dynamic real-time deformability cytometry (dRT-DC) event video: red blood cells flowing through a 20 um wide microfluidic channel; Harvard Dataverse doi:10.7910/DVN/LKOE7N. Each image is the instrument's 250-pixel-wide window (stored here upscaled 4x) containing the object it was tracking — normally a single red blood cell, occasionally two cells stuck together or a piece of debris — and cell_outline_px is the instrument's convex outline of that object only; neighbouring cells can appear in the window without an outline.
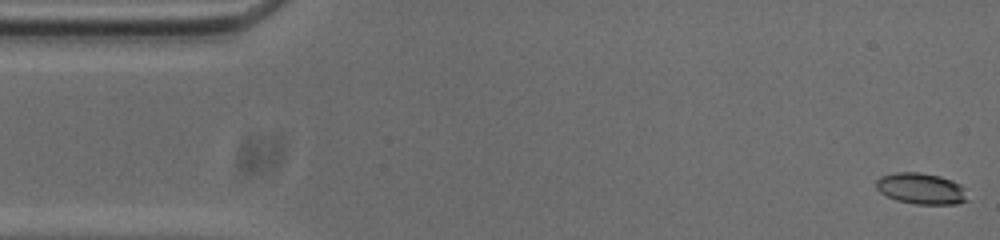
{"species": "common noctule bat (a hibernating species)", "species_latin": "Nyctalus noctula", "temperature_condition": "cold", "stored_images_in_passage": 46, "camera_frame_rate_fps": 3000, "um_per_image_px": 0.085, "animal": {"sex": "male", "body_mass_g": 20.0, "forearm_length_mm": 53.3}, "frame": {"image": 1, "passage_image": 1, "time_ms": 0.0, "image_size_px": [1000, 240], "cell_outline_px": [[968, 200], [956, 204], [916, 204], [896, 200], [880, 192], [876, 188], [876, 180], [880, 176], [896, 172], [920, 172], [940, 176], [952, 180], [960, 184], [964, 188]], "centroid_in_image_um": [78.29, 16.02], "position_along_channel_um": 6.7, "area_um2": 16.65}}
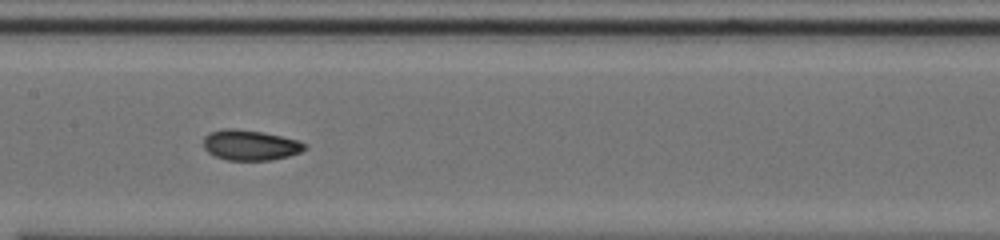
{"frame": {"image": 2, "passage_image": 25, "time_ms": 8.0, "image_size_px": [1000, 240], "cell_outline_px": [[308, 148], [300, 152], [288, 156], [272, 160], [228, 160], [216, 156], [208, 152], [204, 148], [204, 136], [212, 132], [224, 128], [232, 128], [264, 132], [296, 140], [304, 144]], "centroid_in_image_um": [21.26, 12.33], "position_along_channel_um": 186.1, "area_um2": 17.74}}
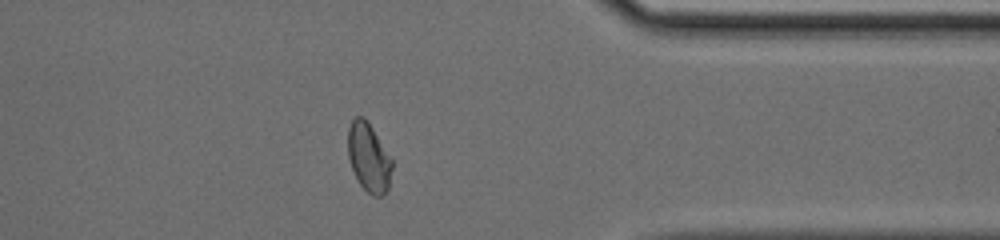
{"frame": {"image": 3, "passage_image": 42, "time_ms": 13.667, "image_size_px": [1000, 240], "cell_outline_px": [[392, 168], [388, 188], [380, 196], [372, 196], [356, 180], [348, 156], [348, 128], [352, 120], [356, 116], [364, 116], [372, 128], [392, 160]], "centroid_in_image_um": [31.32, 13.38], "position_along_channel_um": 380.1, "area_um2": 17.46}, "authors_computed_cell_mechanics": {"area_um2": 17.3689, "velocity_mm_per_s": 3.7383, "shape_relaxation_time_tau1_ms": 5.1369, "shape_relaxation_time_tau2_ms": 2.9113, "deformation_change_tau1": 0.176, "deformation_change_tau2": 0.066}}